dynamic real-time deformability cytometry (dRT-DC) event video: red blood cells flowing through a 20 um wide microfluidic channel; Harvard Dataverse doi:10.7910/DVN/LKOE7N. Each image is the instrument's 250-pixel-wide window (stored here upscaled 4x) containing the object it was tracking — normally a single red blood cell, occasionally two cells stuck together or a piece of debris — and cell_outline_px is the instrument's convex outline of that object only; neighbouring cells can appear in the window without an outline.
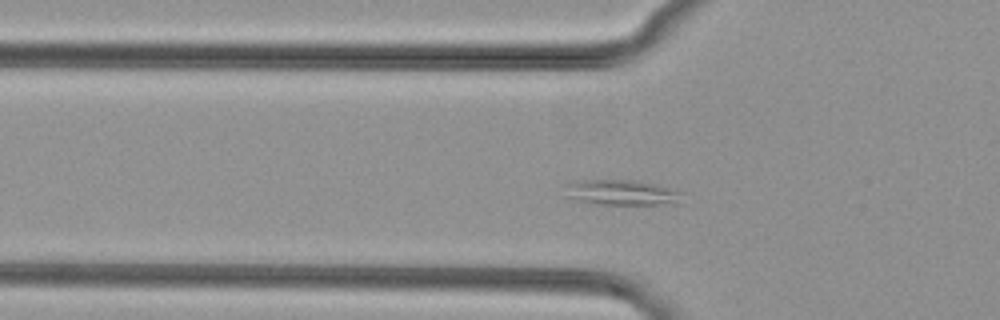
{"species": "common noctule bat (a hibernating species)", "species_latin": "Nyctalus noctula", "temperature_condition": "cold", "stored_images_in_passage": 47, "camera_frame_rate_fps": 3000, "um_per_image_px": 0.085, "animal": {"sex": "female", "body_mass_g": 29.2, "forearm_length_mm": 56.3}, "frame": {"image": 1, "passage_image": 11, "time_ms": 3.333, "image_size_px": [1000, 320], "cell_outline_px": [[684, 204], [600, 204], [576, 200], [568, 196], [564, 184], [576, 180], [640, 180], [656, 184], [684, 192]], "centroid_in_image_um": [52.95, 16.36], "position_along_channel_um": 72.9, "area_um2": 17.69}}
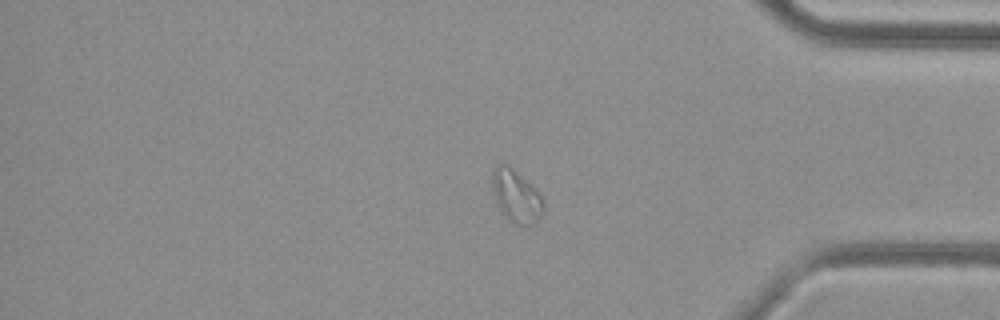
{"frame": {"image": 2, "passage_image": 37, "time_ms": 12.0, "image_size_px": [1000, 320], "cell_outline_px": [[544, 212], [540, 220], [536, 224], [516, 224], [508, 220], [504, 216], [492, 192], [492, 172], [496, 164], [508, 164], [544, 200]], "centroid_in_image_um": [43.87, 16.71], "position_along_channel_um": 391.3, "area_um2": 15.43}}